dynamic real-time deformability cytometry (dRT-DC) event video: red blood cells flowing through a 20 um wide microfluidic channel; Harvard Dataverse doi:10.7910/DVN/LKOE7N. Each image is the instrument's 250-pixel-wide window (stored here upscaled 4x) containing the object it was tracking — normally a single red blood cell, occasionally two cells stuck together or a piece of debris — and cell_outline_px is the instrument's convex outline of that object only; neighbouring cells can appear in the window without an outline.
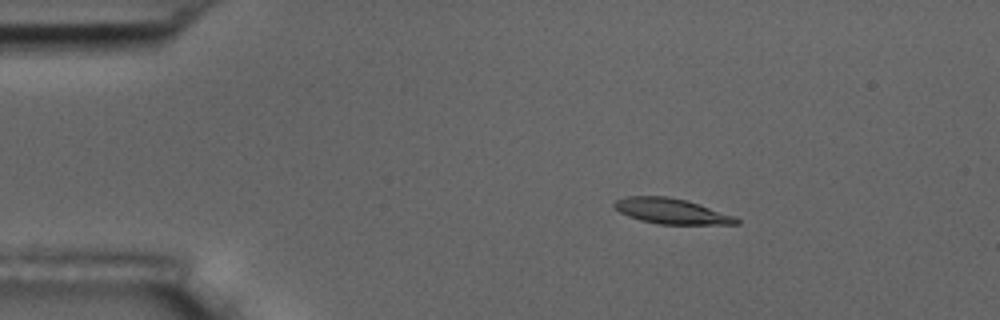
{"species": "common noctule bat (a hibernating species)", "species_latin": "Nyctalus noctula", "temperature_condition": "room temperature", "stored_images_in_passage": 5, "camera_frame_rate_fps": 3000, "um_per_image_px": 0.085, "animal": {"sex": "male", "body_mass_g": 17.5, "forearm_length_mm": 52.3}, "frame": {"image": 1, "passage_image": 3, "time_ms": 2.333, "image_size_px": [1000, 320], "cell_outline_px": [[740, 224], [660, 224], [640, 220], [628, 216], [620, 212], [612, 204], [616, 200], [624, 196], [668, 196], [684, 200], [736, 216], [740, 220]], "centroid_in_image_um": [57.06, 17.95], "position_along_channel_um": 27.9, "area_um2": 17.92}}